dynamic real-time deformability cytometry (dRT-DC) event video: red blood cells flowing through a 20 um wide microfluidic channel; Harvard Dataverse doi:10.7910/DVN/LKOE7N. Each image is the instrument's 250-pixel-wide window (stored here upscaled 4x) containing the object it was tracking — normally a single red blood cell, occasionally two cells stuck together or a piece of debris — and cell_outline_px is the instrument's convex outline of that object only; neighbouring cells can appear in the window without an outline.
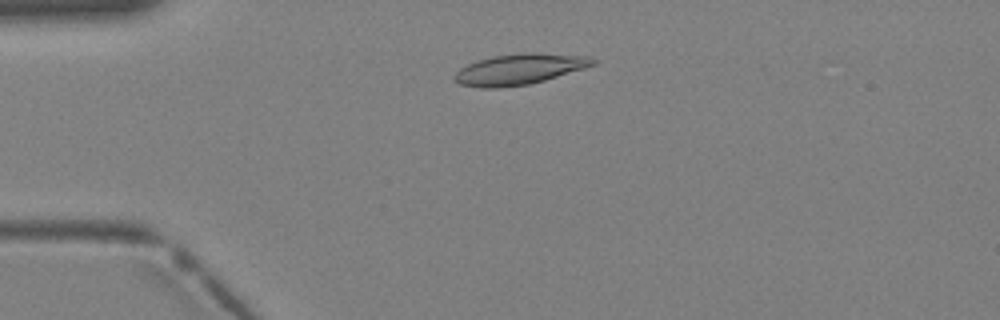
{"species": "Egyptian fruit bat (a non-hibernating species)", "species_latin": "Rousettus aegyptiacus", "temperature_condition": "warm", "stored_images_in_passage": 2, "camera_frame_rate_fps": 3000, "um_per_image_px": 0.085, "animal": {"sex": "female"}, "frame": {"image": 1, "passage_image": 2, "time_ms": 0.333, "image_size_px": [1000, 320], "cell_outline_px": [[596, 64], [584, 68], [544, 80], [528, 84], [500, 88], [480, 88], [460, 84], [452, 76], [460, 68], [476, 60], [496, 56], [520, 52], [536, 52], [588, 56], [596, 60]], "centroid_in_image_um": [44.13, 5.87], "position_along_channel_um": 40.9, "area_um2": 24.8}}